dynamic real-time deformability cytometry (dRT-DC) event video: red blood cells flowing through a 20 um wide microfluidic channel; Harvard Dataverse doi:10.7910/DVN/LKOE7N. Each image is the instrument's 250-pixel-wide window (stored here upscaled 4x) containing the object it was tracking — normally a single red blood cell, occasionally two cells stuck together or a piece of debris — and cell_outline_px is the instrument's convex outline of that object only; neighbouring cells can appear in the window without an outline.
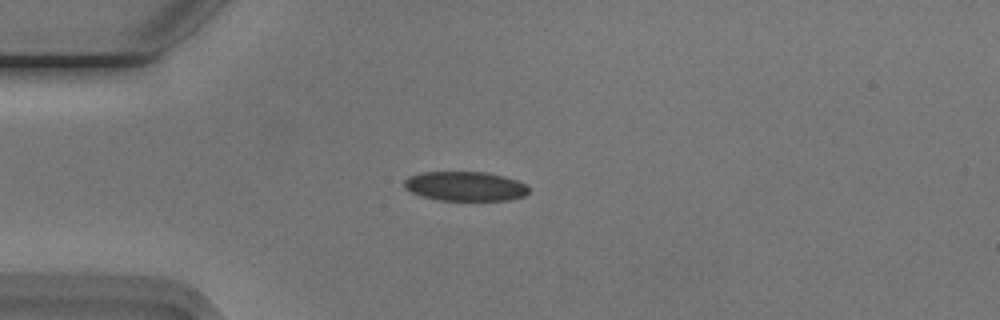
{"species": "Egyptian fruit bat (a non-hibernating species)", "species_latin": "Rousettus aegyptiacus", "temperature_condition": "cold", "stored_images_in_passage": 41, "camera_frame_rate_fps": 3000, "um_per_image_px": 0.085, "animal": {"sex": "male"}, "frame": {"image": 1, "passage_image": 1, "time_ms": 0.0, "image_size_px": [1000, 320], "cell_outline_px": [[528, 192], [524, 196], [512, 200], [436, 200], [420, 196], [404, 188], [404, 180], [408, 176], [420, 172], [488, 172], [504, 176], [516, 180], [524, 184], [528, 188]], "centroid_in_image_um": [39.51, 15.83], "position_along_channel_um": 45.5, "area_um2": 21.5}}
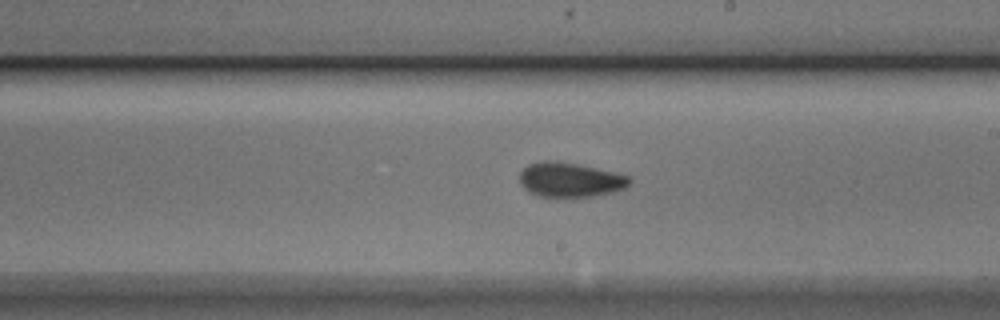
{"frame": {"image": 2, "passage_image": 18, "time_ms": 5.667, "image_size_px": [1000, 320], "cell_outline_px": [[632, 184], [624, 188], [612, 192], [596, 196], [540, 196], [528, 192], [520, 184], [520, 172], [528, 164], [544, 160], [572, 164], [612, 172], [628, 176], [632, 180]], "centroid_in_image_um": [48.44, 15.3], "position_along_channel_um": 240.6, "area_um2": 21.62}}
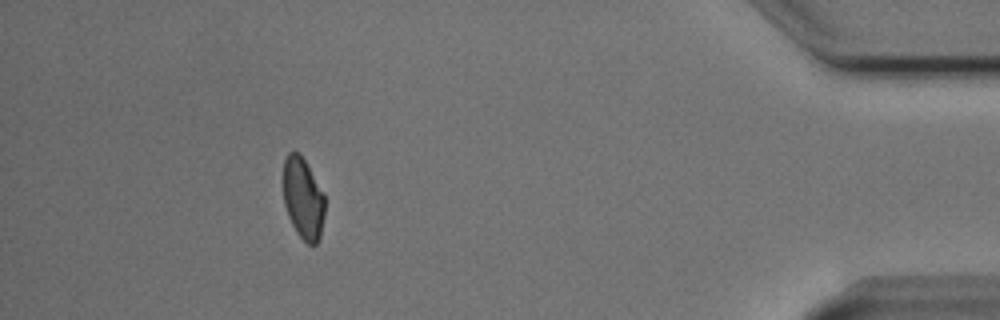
{"frame": {"image": 3, "passage_image": 36, "time_ms": 11.667, "image_size_px": [1000, 320], "cell_outline_px": [[324, 216], [320, 236], [316, 244], [308, 244], [296, 232], [288, 216], [284, 204], [284, 160], [288, 152], [300, 152], [324, 192]], "centroid_in_image_um": [25.77, 16.84], "position_along_channel_um": 409.4, "area_um2": 19.71}, "authors_computed_cell_mechanics": {"area_um2": 21.5016, "velocity_mm_per_s": 3.767, "shape_relaxation_time_tau1_ms": 3.5607, "shape_relaxation_time_tau2_ms": 1.164, "deformation_change_tau1": 0.1167, "deformation_change_tau2": 0.0561}}